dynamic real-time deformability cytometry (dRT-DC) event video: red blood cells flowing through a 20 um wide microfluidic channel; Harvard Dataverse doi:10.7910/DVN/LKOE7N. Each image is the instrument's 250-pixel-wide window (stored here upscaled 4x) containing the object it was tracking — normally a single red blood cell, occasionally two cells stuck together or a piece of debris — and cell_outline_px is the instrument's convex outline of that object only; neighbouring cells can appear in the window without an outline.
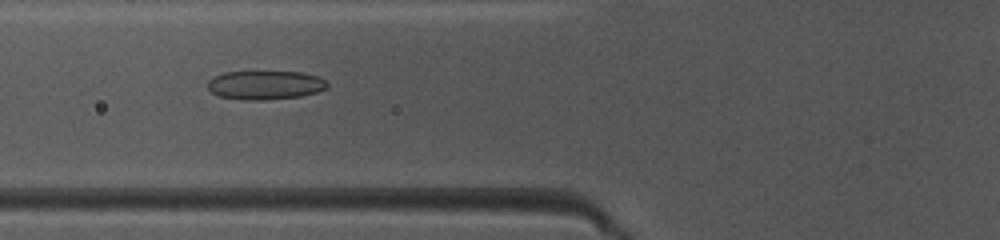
{"species": "common noctule bat (a hibernating species)", "species_latin": "Nyctalus noctula", "temperature_condition": "warm", "stored_images_in_passage": 49, "camera_frame_rate_fps": 3000, "um_per_image_px": 0.085, "animal": {"sex": "female", "body_mass_g": 10.0, "forearm_length_mm": 53.1}, "frame": {"image": 1, "passage_image": 19, "time_ms": 6.0, "image_size_px": [1000, 240], "cell_outline_px": [[328, 88], [316, 92], [300, 96], [264, 100], [244, 100], [220, 96], [212, 92], [208, 88], [208, 80], [212, 76], [224, 72], [300, 72], [316, 76], [324, 80], [328, 84]], "centroid_in_image_um": [22.51, 7.23], "position_along_channel_um": 103.3, "area_um2": 20.0}}
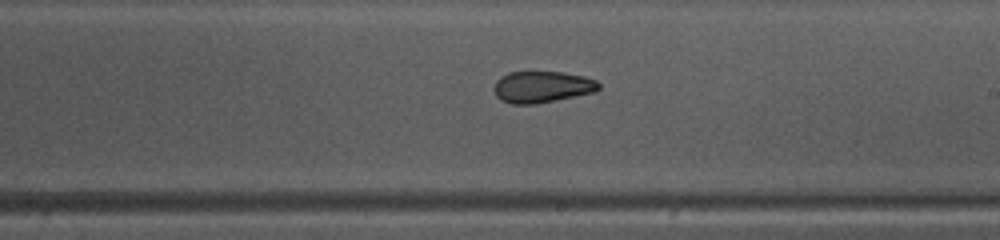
{"frame": {"image": 2, "passage_image": 29, "time_ms": 9.333, "image_size_px": [1000, 240], "cell_outline_px": [[600, 88], [596, 92], [536, 104], [512, 104], [500, 100], [496, 96], [492, 88], [496, 80], [500, 76], [508, 72], [560, 72], [584, 76], [596, 80], [600, 84]], "centroid_in_image_um": [46.05, 7.39], "position_along_channel_um": 243.0, "area_um2": 19.48}}
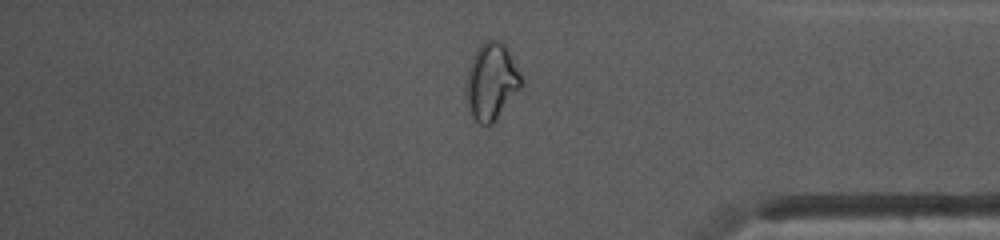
{"frame": {"image": 3, "passage_image": 41, "time_ms": 13.333, "image_size_px": [1000, 240], "cell_outline_px": [[524, 84], [496, 120], [492, 124], [480, 124], [472, 116], [468, 108], [464, 96], [464, 92], [468, 72], [472, 60], [480, 44], [484, 40], [500, 40], [508, 48], [520, 72]], "centroid_in_image_um": [41.78, 6.94], "position_along_channel_um": 393.4, "area_um2": 24.91}, "authors_computed_cell_mechanics": {"area_um2": 21.7906, "velocity_mm_per_s": 4.1682, "shape_relaxation_time_tau1_ms": null, "shape_relaxation_time_tau2_ms": 2.2305, "deformation_change_tau1": null, "deformation_change_tau2": 0.0779}}